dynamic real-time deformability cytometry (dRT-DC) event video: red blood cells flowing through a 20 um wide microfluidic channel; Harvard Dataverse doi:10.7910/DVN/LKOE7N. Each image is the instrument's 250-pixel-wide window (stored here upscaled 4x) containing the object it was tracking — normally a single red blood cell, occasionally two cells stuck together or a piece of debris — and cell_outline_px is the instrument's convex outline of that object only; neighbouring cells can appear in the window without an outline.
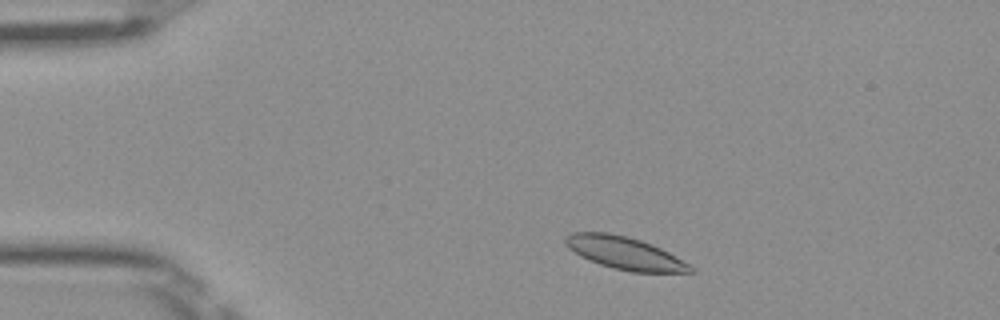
{"species": "Egyptian fruit bat (a non-hibernating species)", "species_latin": "Rousettus aegyptiacus", "temperature_condition": "room temperature", "stored_images_in_passage": 46, "camera_frame_rate_fps": 3000, "um_per_image_px": 0.085, "frame": {"image": 1, "passage_image": 5, "time_ms": 1.333, "image_size_px": [1000, 320], "cell_outline_px": [[696, 272], [632, 272], [612, 268], [588, 260], [580, 256], [568, 248], [564, 244], [564, 236], [572, 232], [608, 232], [640, 240], [652, 244], [668, 252], [696, 268]], "centroid_in_image_um": [53.07, 21.51], "position_along_channel_um": 31.9, "area_um2": 23.76}}
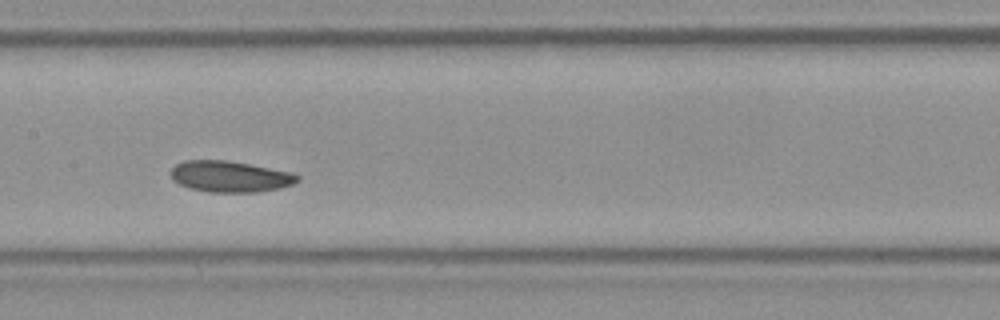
{"frame": {"image": 2, "passage_image": 21, "time_ms": 6.667, "image_size_px": [1000, 320], "cell_outline_px": [[300, 180], [292, 184], [280, 188], [256, 192], [208, 192], [188, 188], [172, 180], [168, 172], [176, 164], [184, 160], [228, 160], [292, 172], [300, 176]], "centroid_in_image_um": [19.52, 15.0], "position_along_channel_um": 187.9, "area_um2": 23.24}}
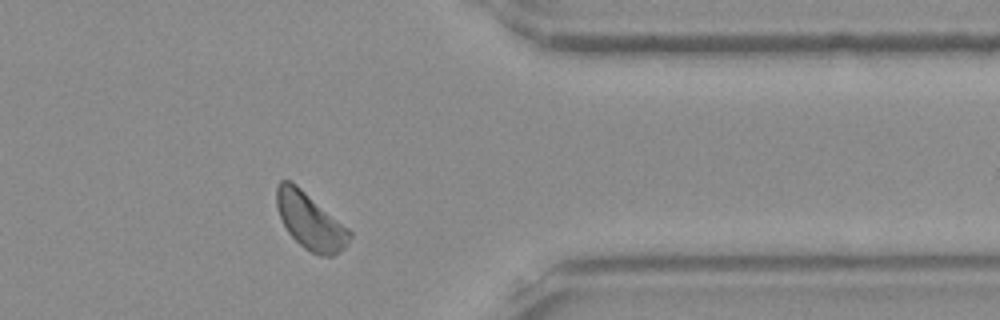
{"frame": {"image": 3, "passage_image": 37, "time_ms": 12.0, "image_size_px": [1000, 320], "cell_outline_px": [[352, 236], [348, 244], [340, 252], [332, 256], [320, 256], [304, 248], [288, 232], [276, 208], [276, 188], [280, 180], [288, 180], [296, 184], [348, 228], [352, 232]], "centroid_in_image_um": [26.37, 18.8], "position_along_channel_um": 385.0, "area_um2": 23.81}, "authors_computed_cell_mechanics": {"area_um2": 23.2067, "velocity_mm_per_s": 3.9495, "shape_relaxation_time_tau1_ms": 3.0916, "shape_relaxation_time_tau2_ms": 5.3122, "deformation_change_tau1": 0.0835, "deformation_change_tau2": 0.0935}}